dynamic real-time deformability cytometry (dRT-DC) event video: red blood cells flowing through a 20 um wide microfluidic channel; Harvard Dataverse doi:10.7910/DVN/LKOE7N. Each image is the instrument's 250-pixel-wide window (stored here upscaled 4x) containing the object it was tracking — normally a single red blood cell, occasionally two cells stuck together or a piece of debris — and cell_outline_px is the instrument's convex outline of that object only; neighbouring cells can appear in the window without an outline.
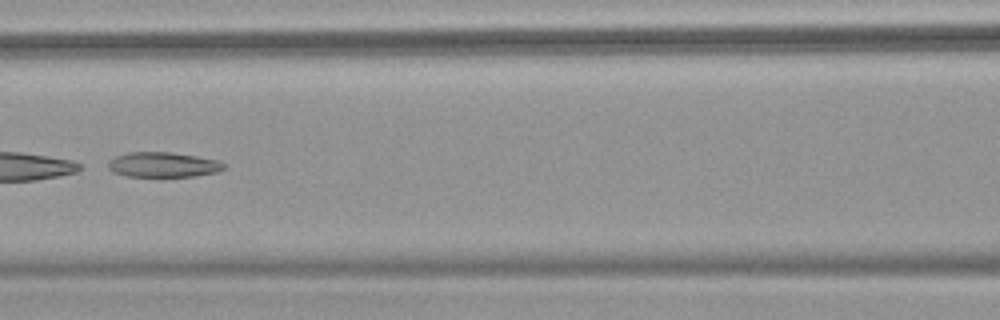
{"species": "common noctule bat (a hibernating species)", "species_latin": "Nyctalus noctula", "temperature_condition": "warm", "stored_images_in_passage": 52, "camera_frame_rate_fps": 3000, "um_per_image_px": 0.085, "animal": {"sex": "female", "body_mass_g": 18.4}, "frame": {"image": 1, "passage_image": 23, "time_ms": 7.333, "image_size_px": [1000, 320], "cell_outline_px": [[228, 168], [216, 172], [196, 176], [128, 176], [112, 172], [108, 168], [108, 160], [116, 156], [128, 152], [172, 152], [196, 156], [216, 160], [228, 164]], "centroid_in_image_um": [13.89, 13.99], "position_along_channel_um": 152.7, "area_um2": 16.99}}